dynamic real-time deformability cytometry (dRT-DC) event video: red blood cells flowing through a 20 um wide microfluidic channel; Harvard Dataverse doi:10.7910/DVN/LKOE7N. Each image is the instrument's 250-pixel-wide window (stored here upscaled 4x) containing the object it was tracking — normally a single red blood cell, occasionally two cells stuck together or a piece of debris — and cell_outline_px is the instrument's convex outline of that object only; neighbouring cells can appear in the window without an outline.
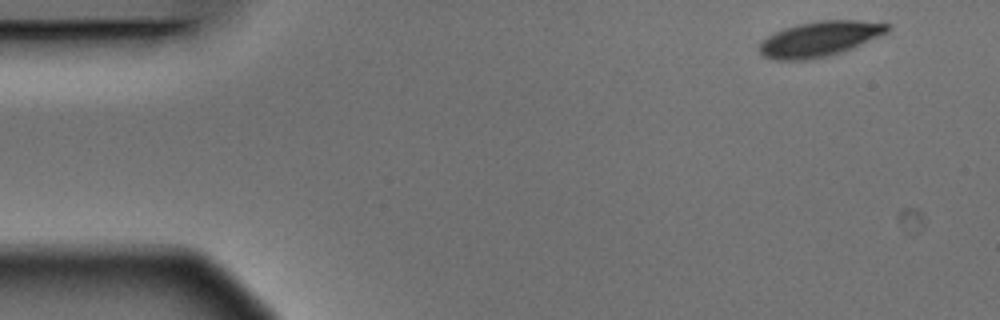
{"species": "Egyptian fruit bat (a non-hibernating species)", "species_latin": "Rousettus aegyptiacus", "temperature_condition": "warm", "stored_images_in_passage": 4, "camera_frame_rate_fps": 3000, "um_per_image_px": 0.085, "animal": {"sex": "male"}, "frame": {"image": 1, "passage_image": 1, "time_ms": 0.0, "image_size_px": [1000, 320], "cell_outline_px": [[888, 32], [852, 48], [828, 56], [804, 60], [776, 60], [764, 56], [760, 52], [760, 44], [768, 36], [784, 28], [800, 24], [820, 20], [860, 20], [888, 24]], "centroid_in_image_um": [69.67, 3.31], "position_along_channel_um": 15.3, "area_um2": 25.78}}
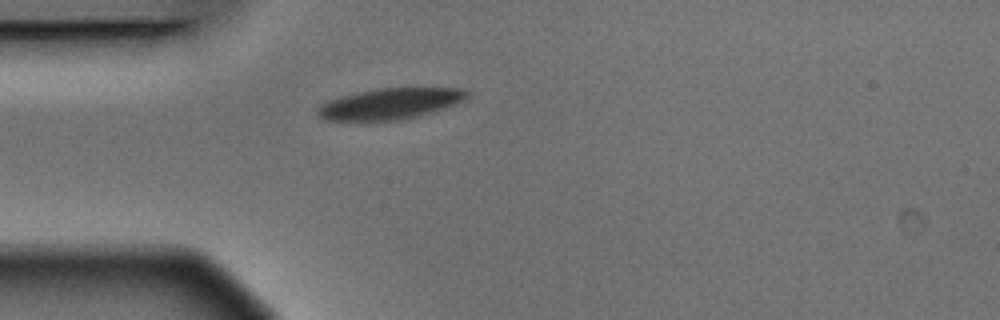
{"frame": {"image": 2, "passage_image": 4, "time_ms": 1.0, "image_size_px": [1000, 320], "cell_outline_px": [[468, 96], [464, 100], [456, 104], [444, 108], [416, 116], [396, 120], [324, 120], [316, 112], [316, 108], [320, 104], [328, 100], [340, 96], [356, 92], [376, 88], [464, 88], [468, 92]], "centroid_in_image_um": [33.12, 8.8], "position_along_channel_um": 51.9, "area_um2": 26.88}}